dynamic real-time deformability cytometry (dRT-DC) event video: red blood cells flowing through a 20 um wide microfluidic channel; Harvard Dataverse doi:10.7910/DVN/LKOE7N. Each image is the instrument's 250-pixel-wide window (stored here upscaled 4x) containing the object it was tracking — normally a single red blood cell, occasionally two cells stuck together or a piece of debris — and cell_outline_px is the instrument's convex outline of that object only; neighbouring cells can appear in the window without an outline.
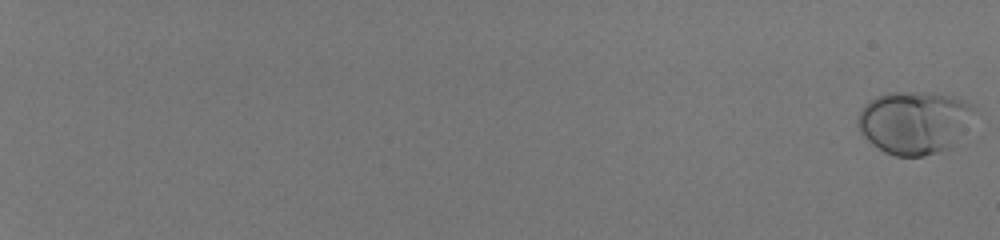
{"species": "human", "species_latin": "Homo sapiens", "temperature_condition": "room temperature", "stored_images_in_passage": 59, "camera_frame_rate_fps": 3000, "um_per_image_px": 0.085, "donor": {"sex": "male"}, "frame": {"image": 1, "passage_image": 1, "time_ms": 0.0, "image_size_px": [1000, 240], "cell_outline_px": [[972, 108], [948, 148], [924, 156], [896, 156], [884, 152], [872, 144], [860, 132], [856, 124], [860, 112], [876, 96], [888, 92], [924, 92], [952, 96], [964, 100], [972, 104]], "centroid_in_image_um": [77.57, 10.39], "position_along_channel_um": 7.4, "area_um2": 41.04}}
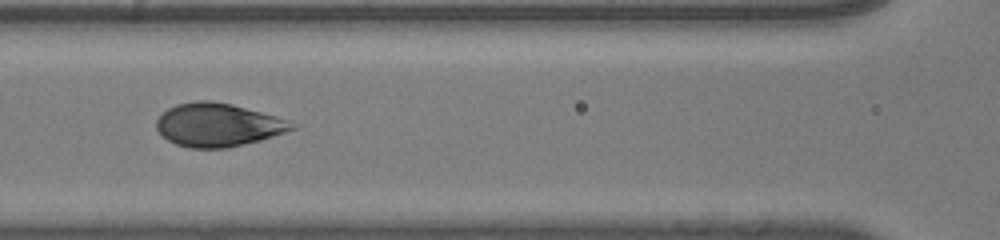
{"frame": {"image": 2, "passage_image": 34, "time_ms": 11.0, "image_size_px": [1000, 240], "cell_outline_px": [[296, 128], [260, 140], [244, 144], [224, 148], [188, 148], [176, 144], [168, 140], [156, 128], [156, 120], [168, 108], [176, 104], [196, 100], [208, 100], [232, 104], [276, 116], [288, 120]], "centroid_in_image_um": [18.49, 10.61], "position_along_channel_um": 148.1, "area_um2": 33.87}}
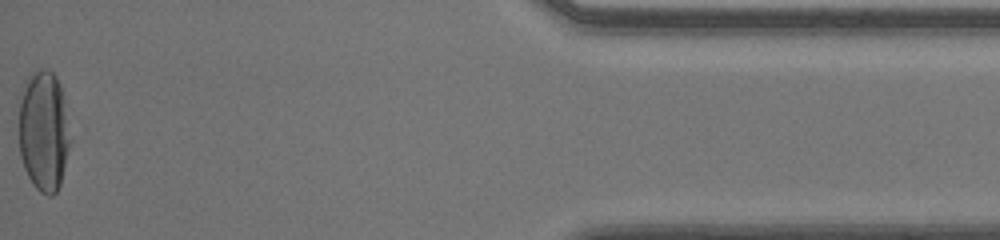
{"frame": {"image": 3, "passage_image": 59, "time_ms": 19.333, "image_size_px": [1000, 240], "cell_outline_px": [[72, 140], [60, 184], [56, 192], [52, 196], [48, 196], [40, 192], [32, 184], [24, 168], [20, 156], [20, 104], [24, 84], [32, 72], [40, 68], [48, 68], [56, 76], [64, 100]], "centroid_in_image_um": [3.74, 11.16], "position_along_channel_um": 431.5, "area_um2": 36.3}, "authors_computed_cell_mechanics": {"area_um2": 35.6626, "velocity_mm_per_s": 4.0535, "shape_relaxation_time_tau1_ms": 4.8427, "shape_relaxation_time_tau2_ms": null, "deformation_change_tau1": 0.2173, "deformation_change_tau2": null}}